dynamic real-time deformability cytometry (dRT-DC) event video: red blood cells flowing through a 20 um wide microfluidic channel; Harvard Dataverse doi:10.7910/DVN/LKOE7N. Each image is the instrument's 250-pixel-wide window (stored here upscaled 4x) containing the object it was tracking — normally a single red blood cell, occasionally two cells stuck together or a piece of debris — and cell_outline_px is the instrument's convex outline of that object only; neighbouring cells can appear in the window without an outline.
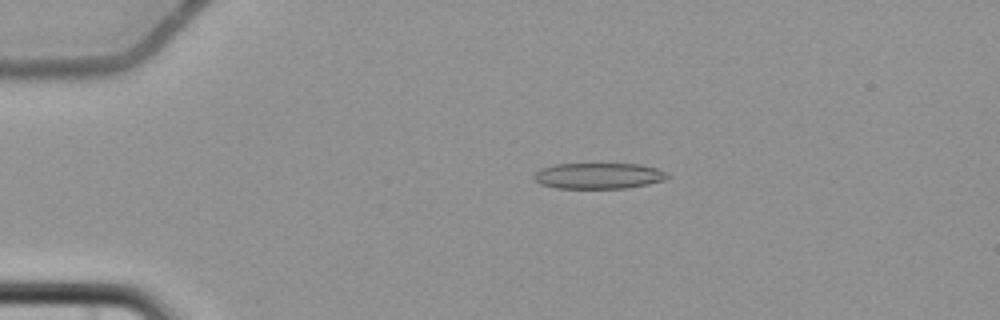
{"species": "common noctule bat (a hibernating species)", "species_latin": "Nyctalus noctula", "temperature_condition": "cold", "stored_images_in_passage": 11, "camera_frame_rate_fps": 3000, "um_per_image_px": 0.085, "animal": {"sex": "female", "body_mass_g": 22.7, "forearm_length_mm": 54.2}, "frame": {"image": 1, "passage_image": 4, "time_ms": 4.333, "image_size_px": [1000, 320], "cell_outline_px": [[668, 176], [664, 180], [648, 184], [628, 188], [556, 188], [540, 184], [532, 180], [532, 176], [540, 168], [556, 164], [640, 164], [656, 168], [668, 172]], "centroid_in_image_um": [50.84, 14.94], "position_along_channel_um": 34.2, "area_um2": 20.29}}
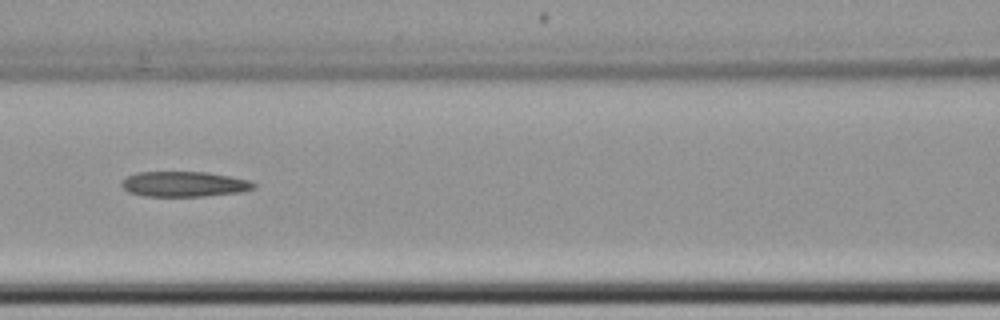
{"frame": {"image": 2, "passage_image": 7, "time_ms": 9.0, "image_size_px": [1000, 320], "cell_outline_px": [[256, 188], [240, 192], [204, 196], [144, 196], [128, 192], [120, 184], [128, 176], [136, 172], [208, 172], [248, 180], [256, 184]], "centroid_in_image_um": [15.65, 15.65], "position_along_channel_um": 150.9, "area_um2": 19.36}}
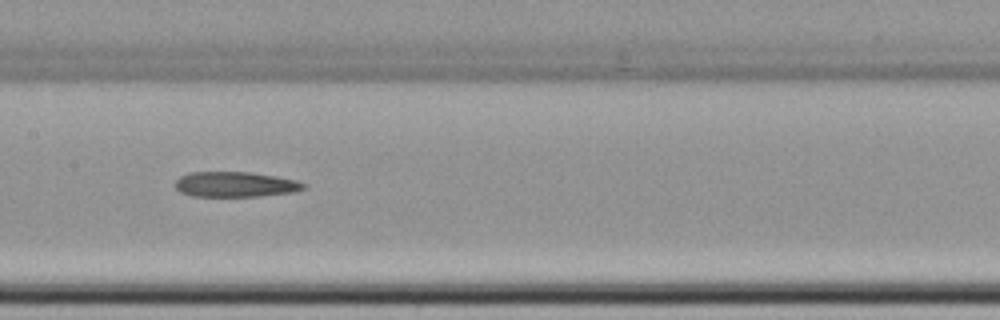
{"frame": {"image": 3, "passage_image": 8, "time_ms": 10.0, "image_size_px": [1000, 320], "cell_outline_px": [[308, 184], [304, 188], [292, 192], [260, 196], [192, 196], [180, 192], [176, 188], [176, 180], [180, 176], [188, 172], [252, 172], [276, 176], [296, 180]], "centroid_in_image_um": [20.0, 15.66], "position_along_channel_um": 187.4, "area_um2": 18.9}}